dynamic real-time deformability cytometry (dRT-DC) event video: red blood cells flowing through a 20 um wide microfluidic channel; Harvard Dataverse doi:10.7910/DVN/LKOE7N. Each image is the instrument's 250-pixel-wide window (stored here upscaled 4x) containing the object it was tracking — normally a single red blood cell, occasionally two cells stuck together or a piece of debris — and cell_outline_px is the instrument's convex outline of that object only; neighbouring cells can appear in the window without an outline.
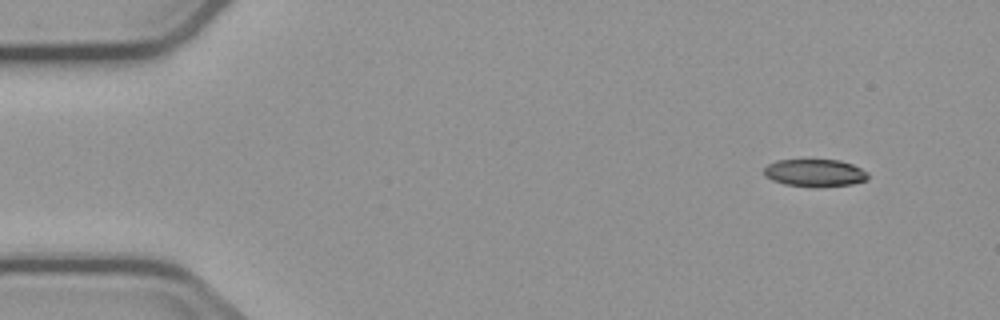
{"species": "common noctule bat (a hibernating species)", "species_latin": "Nyctalus noctula", "temperature_condition": "cold", "stored_images_in_passage": 4, "camera_frame_rate_fps": 3000, "um_per_image_px": 0.085, "animal": {"sex": "male", "body_mass_g": 23.1, "forearm_length_mm": 52.7}, "frame": {"image": 1, "passage_image": 1, "time_ms": 0.0, "image_size_px": [1000, 320], "cell_outline_px": [[868, 180], [852, 184], [784, 184], [772, 180], [764, 176], [764, 168], [768, 164], [776, 160], [808, 156], [840, 160], [852, 164], [868, 172]], "centroid_in_image_um": [69.22, 14.58], "position_along_channel_um": 15.8, "area_um2": 16.82}}
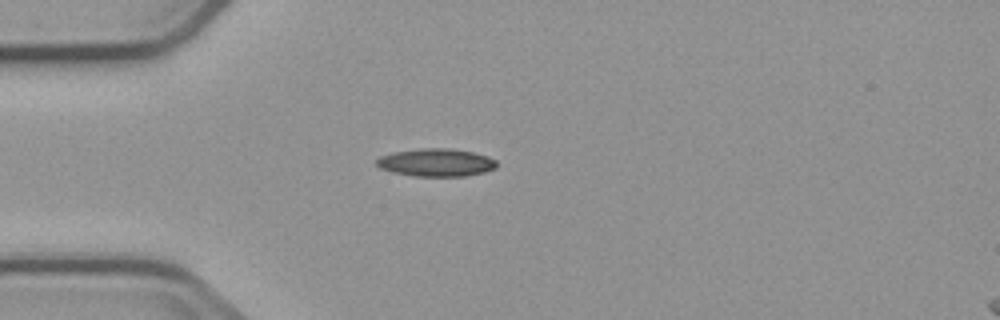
{"frame": {"image": 2, "passage_image": 4, "time_ms": 3.333, "image_size_px": [1000, 320], "cell_outline_px": [[496, 168], [484, 172], [468, 176], [416, 176], [392, 172], [380, 168], [376, 164], [376, 160], [380, 156], [396, 152], [420, 148], [448, 148], [472, 152], [488, 156], [496, 160]], "centroid_in_image_um": [37.09, 13.82], "position_along_channel_um": 47.9, "area_um2": 19.42}}